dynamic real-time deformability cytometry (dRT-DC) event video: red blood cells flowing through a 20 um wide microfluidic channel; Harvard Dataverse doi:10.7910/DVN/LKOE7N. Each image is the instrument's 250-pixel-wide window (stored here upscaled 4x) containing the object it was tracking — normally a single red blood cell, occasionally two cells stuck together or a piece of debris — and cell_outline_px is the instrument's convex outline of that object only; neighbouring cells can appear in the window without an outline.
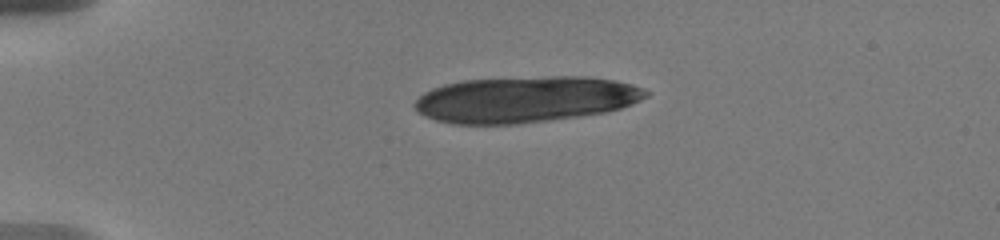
{"species": "human", "species_latin": "Homo sapiens", "temperature_condition": "warm", "stored_images_in_passage": 13, "camera_frame_rate_fps": 3000, "um_per_image_px": 0.085, "donor": {"sex": "male"}, "frame": {"image": 1, "passage_image": 1, "time_ms": 0.0, "image_size_px": [1000, 240], "cell_outline_px": [[652, 92], [648, 96], [640, 100], [620, 108], [604, 112], [548, 120], [516, 124], [456, 124], [436, 120], [420, 112], [412, 104], [424, 92], [432, 88], [444, 84], [460, 80], [548, 76], [584, 76], [616, 80], [632, 84], [644, 88]], "centroid_in_image_um": [44.67, 8.43], "position_along_channel_um": 40.3, "area_um2": 62.14}}